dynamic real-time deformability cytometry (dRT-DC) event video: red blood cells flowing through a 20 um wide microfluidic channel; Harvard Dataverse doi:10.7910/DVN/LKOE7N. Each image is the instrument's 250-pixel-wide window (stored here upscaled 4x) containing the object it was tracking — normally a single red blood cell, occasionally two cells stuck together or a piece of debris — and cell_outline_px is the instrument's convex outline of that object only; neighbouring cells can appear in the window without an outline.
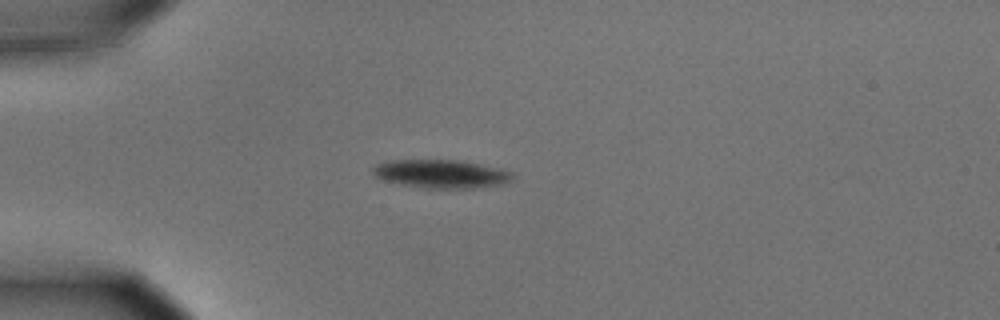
{"species": "common noctule bat (a hibernating species)", "species_latin": "Nyctalus noctula", "temperature_condition": "cold", "stored_images_in_passage": 5, "camera_frame_rate_fps": 3000, "um_per_image_px": 0.085, "animal": {"sex": "male", "body_mass_g": 15.6}, "frame": {"image": 1, "passage_image": 4, "time_ms": 1.0, "image_size_px": [1000, 320], "cell_outline_px": [[516, 176], [512, 180], [504, 184], [480, 188], [424, 188], [400, 184], [384, 180], [376, 176], [372, 172], [372, 168], [376, 164], [392, 160], [456, 160], [480, 164], [500, 168], [512, 172]], "centroid_in_image_um": [37.55, 14.78], "position_along_channel_um": 47.5, "area_um2": 23.24}}